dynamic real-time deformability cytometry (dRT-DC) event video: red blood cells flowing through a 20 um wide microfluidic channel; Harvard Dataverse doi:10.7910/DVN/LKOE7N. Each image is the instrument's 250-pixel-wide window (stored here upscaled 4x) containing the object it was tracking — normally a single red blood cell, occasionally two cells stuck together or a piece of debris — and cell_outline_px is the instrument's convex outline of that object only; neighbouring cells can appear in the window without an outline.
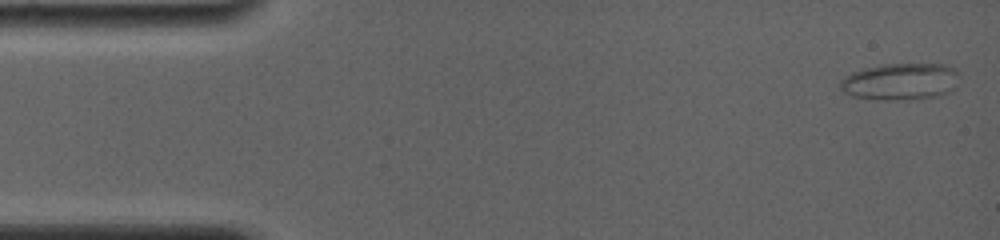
{"species": "common noctule bat (a hibernating species)", "species_latin": "Nyctalus noctula", "temperature_condition": "room temperature", "stored_images_in_passage": 63, "camera_frame_rate_fps": 4000, "um_per_image_px": 0.085, "animal": {"sex": "female", "body_mass_g": 19.0, "forearm_length_mm": 56.7}, "frame": {"image": 1, "passage_image": 1, "time_ms": 0.0, "image_size_px": [1000, 240], "cell_outline_px": [[960, 72], [952, 88], [948, 92], [936, 96], [908, 100], [880, 100], [852, 96], [844, 92], [840, 88], [840, 80], [844, 76], [852, 72], [864, 68], [884, 64], [948, 64], [956, 68]], "centroid_in_image_um": [76.52, 6.93], "position_along_channel_um": 8.5, "area_um2": 25.72}}
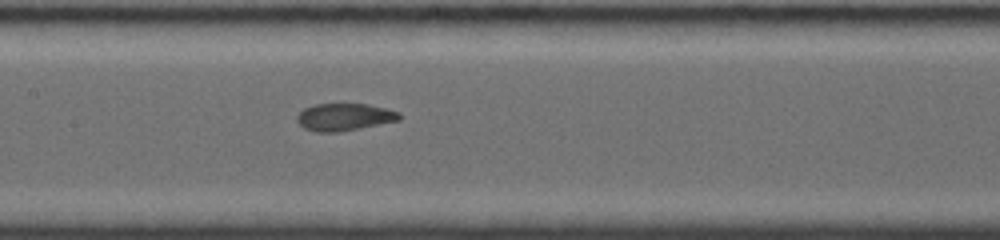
{"frame": {"image": 2, "passage_image": 29, "time_ms": 7.5, "image_size_px": [1000, 240], "cell_outline_px": [[400, 120], [360, 128], [336, 132], [316, 132], [304, 128], [296, 120], [296, 116], [304, 108], [312, 104], [368, 104], [388, 108], [400, 112]], "centroid_in_image_um": [29.27, 9.94], "position_along_channel_um": 178.1, "area_um2": 16.36}}
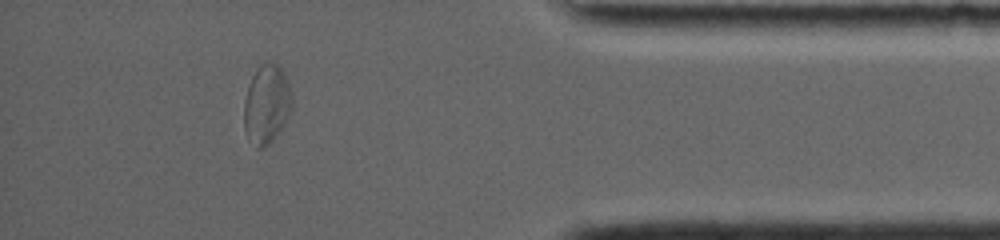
{"frame": {"image": 3, "passage_image": 54, "time_ms": 14.25, "image_size_px": [1000, 240], "cell_outline_px": [[292, 108], [288, 116], [276, 136], [268, 144], [260, 148], [256, 148], [248, 140], [244, 132], [244, 100], [248, 84], [256, 68], [260, 64], [268, 60], [280, 64], [288, 80], [292, 96]], "centroid_in_image_um": [22.65, 8.81], "position_along_channel_um": 412.5, "area_um2": 22.6}}